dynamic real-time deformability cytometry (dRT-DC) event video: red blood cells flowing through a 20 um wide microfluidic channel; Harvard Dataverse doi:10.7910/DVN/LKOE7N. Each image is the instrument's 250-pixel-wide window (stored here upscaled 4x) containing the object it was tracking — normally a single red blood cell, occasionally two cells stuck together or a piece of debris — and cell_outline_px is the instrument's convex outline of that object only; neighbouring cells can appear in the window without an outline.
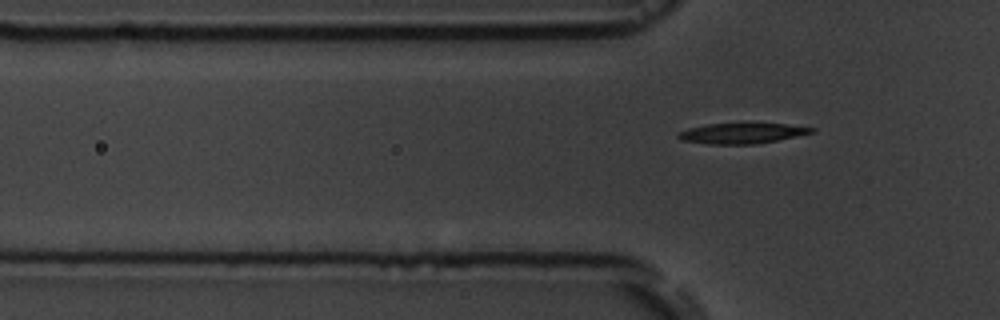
{"species": "common noctule bat (a hibernating species)", "species_latin": "Nyctalus noctula", "temperature_condition": "room temperature", "stored_images_in_passage": 5, "segment_of_instrument_passage": [2, 2], "camera_frame_rate_fps": 3000, "um_per_image_px": 0.085, "animal": {"sex": "male", "body_mass_g": 19.5, "forearm_length_mm": 54.6}, "frame": {"image": 1, "passage_image": 5, "time_ms": 4.667, "image_size_px": [1000, 320], "cell_outline_px": [[816, 132], [776, 140], [752, 144], [708, 144], [680, 140], [676, 136], [676, 132], [688, 128], [708, 124], [784, 124], [816, 128]], "centroid_in_image_um": [63.0, 11.33], "position_along_channel_um": 62.8, "area_um2": 15.72}}